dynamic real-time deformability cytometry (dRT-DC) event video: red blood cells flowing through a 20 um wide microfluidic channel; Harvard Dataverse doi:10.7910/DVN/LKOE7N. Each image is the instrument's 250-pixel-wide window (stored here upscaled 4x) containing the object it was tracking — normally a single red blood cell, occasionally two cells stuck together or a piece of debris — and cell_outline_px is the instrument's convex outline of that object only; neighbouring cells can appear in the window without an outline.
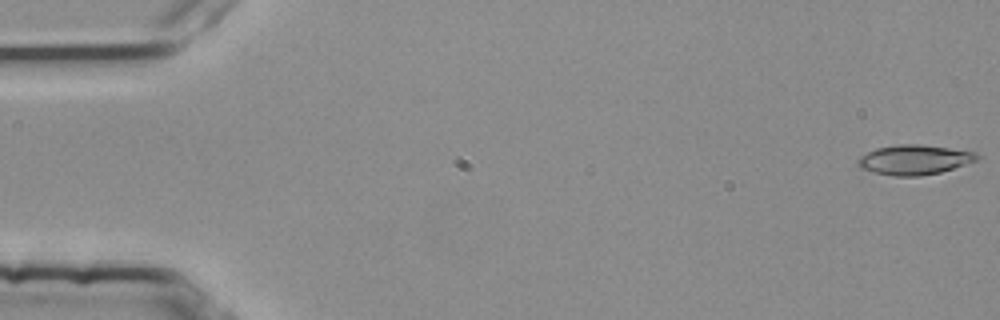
{"species": "common noctule bat (a hibernating species)", "species_latin": "Nyctalus noctula", "temperature_condition": "room temperature", "stored_images_in_passage": 54, "camera_frame_rate_fps": 3000, "um_per_image_px": 0.085, "animal": {"sex": "female", "body_mass_g": 25.1}, "frame": {"image": 1, "passage_image": 1, "time_ms": 0.0, "image_size_px": [1000, 320], "cell_outline_px": [[980, 160], [940, 172], [920, 176], [896, 176], [876, 172], [860, 168], [856, 164], [856, 160], [860, 156], [876, 148], [896, 144], [920, 144], [948, 148], [972, 152], [980, 156]], "centroid_in_image_um": [77.7, 13.57], "position_along_channel_um": 7.3, "area_um2": 20.58}}
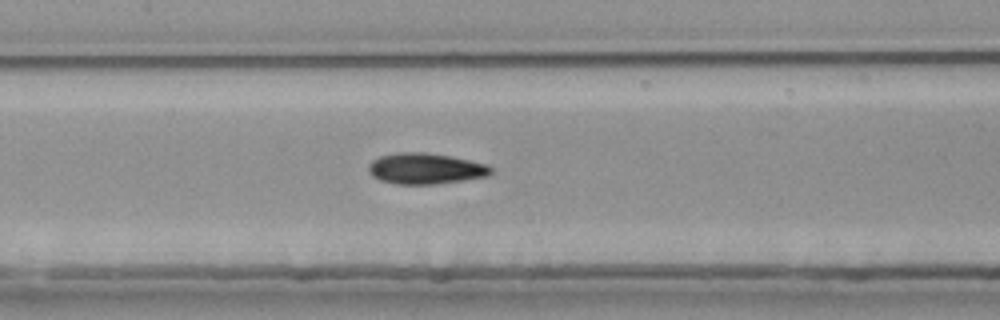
{"frame": {"image": 2, "passage_image": 26, "time_ms": 8.333, "image_size_px": [1000, 320], "cell_outline_px": [[492, 172], [488, 176], [436, 184], [396, 184], [380, 180], [372, 176], [368, 168], [368, 164], [372, 160], [380, 156], [400, 152], [424, 152], [452, 156], [488, 164], [492, 168]], "centroid_in_image_um": [36.17, 14.32], "position_along_channel_um": 171.2, "area_um2": 22.14}}
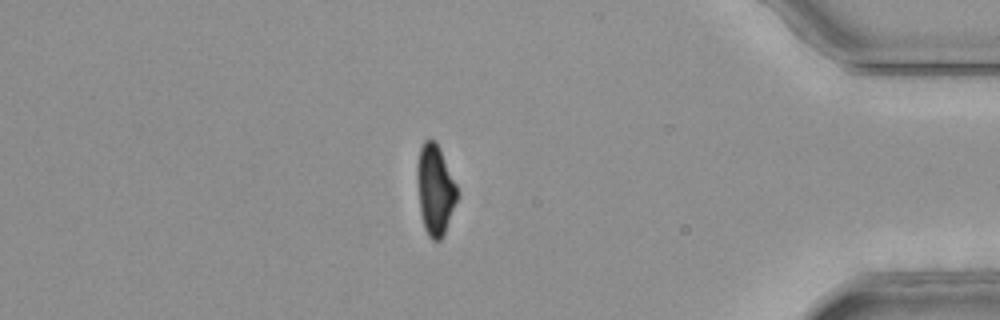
{"frame": {"image": 3, "passage_image": 47, "time_ms": 15.333, "image_size_px": [1000, 320], "cell_outline_px": [[456, 200], [444, 232], [440, 240], [432, 240], [428, 236], [424, 228], [420, 212], [416, 176], [416, 164], [420, 148], [424, 140], [428, 136], [440, 148], [456, 184]], "centroid_in_image_um": [36.94, 16.08], "position_along_channel_um": 398.3, "area_um2": 20.81}, "authors_computed_cell_mechanics": {"area_um2": 21.2704, "velocity_mm_per_s": 3.8013, "shape_relaxation_time_tau1_ms": null, "shape_relaxation_time_tau2_ms": 2.41, "deformation_change_tau1": null, "deformation_change_tau2": 0.0879}}